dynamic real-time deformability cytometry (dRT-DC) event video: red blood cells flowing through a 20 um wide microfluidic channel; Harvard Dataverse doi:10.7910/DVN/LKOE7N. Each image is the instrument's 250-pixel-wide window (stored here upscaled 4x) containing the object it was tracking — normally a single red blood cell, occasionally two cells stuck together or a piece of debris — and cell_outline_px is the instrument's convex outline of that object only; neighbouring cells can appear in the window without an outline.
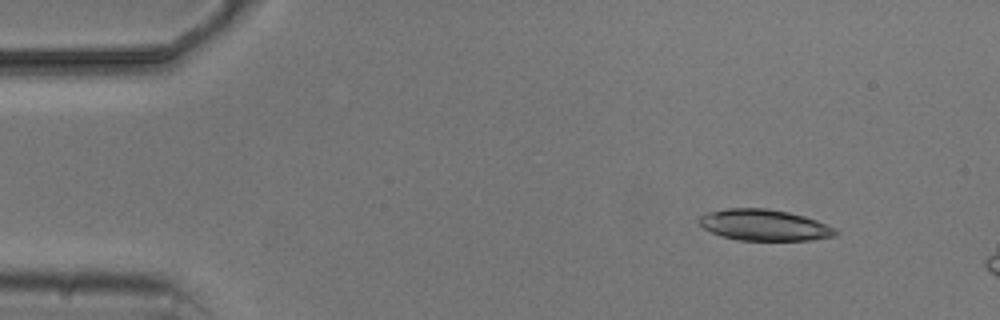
{"species": "common noctule bat (a hibernating species)", "species_latin": "Nyctalus noctula", "temperature_condition": "cold", "stored_images_in_passage": 3, "camera_frame_rate_fps": 3000, "um_per_image_px": 0.085, "animal": {"sex": "male", "body_mass_g": 20.5, "forearm_length_mm": 52.5}, "frame": {"image": 1, "passage_image": 1, "time_ms": 0.0, "image_size_px": [1000, 320], "cell_outline_px": [[840, 232], [836, 236], [812, 240], [736, 240], [712, 232], [704, 228], [700, 224], [700, 216], [708, 212], [728, 208], [768, 208], [788, 212], [804, 216], [816, 220], [836, 228]], "centroid_in_image_um": [65.02, 19.13], "position_along_channel_um": 20.0, "area_um2": 24.74}}